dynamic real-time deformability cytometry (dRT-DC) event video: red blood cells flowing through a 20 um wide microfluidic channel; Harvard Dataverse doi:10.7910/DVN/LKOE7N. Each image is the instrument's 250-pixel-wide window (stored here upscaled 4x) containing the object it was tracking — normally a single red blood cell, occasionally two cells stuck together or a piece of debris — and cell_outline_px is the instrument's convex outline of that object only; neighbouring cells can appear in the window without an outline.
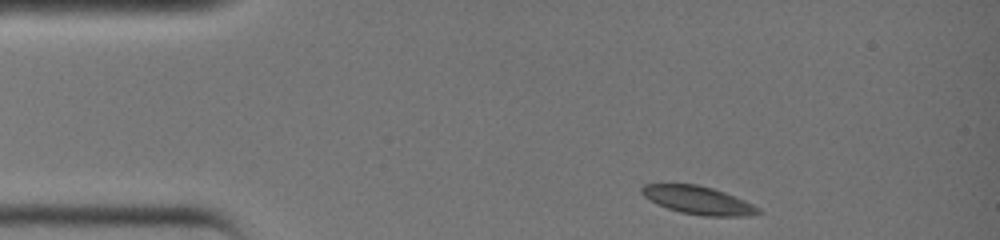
{"species": "common noctule bat (a hibernating species)", "species_latin": "Nyctalus noctula", "temperature_condition": "warm", "stored_images_in_passage": 32, "camera_frame_rate_fps": 3000, "um_per_image_px": 0.085, "animal": {"sex": "female", "body_mass_g": 19.0, "forearm_length_mm": 51.5}, "frame": {"image": 1, "passage_image": 1, "time_ms": 0.0, "image_size_px": [1000, 240], "cell_outline_px": [[764, 212], [748, 216], [704, 216], [680, 212], [668, 208], [644, 196], [640, 192], [640, 188], [644, 184], [696, 184], [712, 188], [724, 192], [744, 200], [760, 208]], "centroid_in_image_um": [59.38, 17.02], "position_along_channel_um": 25.6, "area_um2": 18.9}}
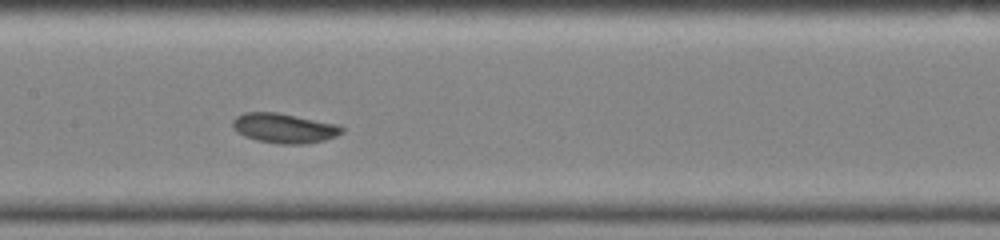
{"frame": {"image": 2, "passage_image": 14, "time_ms": 4.333, "image_size_px": [1000, 240], "cell_outline_px": [[344, 132], [336, 136], [324, 140], [304, 144], [280, 144], [256, 140], [244, 136], [232, 124], [232, 120], [236, 116], [244, 112], [280, 112], [340, 124], [344, 128]], "centroid_in_image_um": [24.21, 10.88], "position_along_channel_um": 183.2, "area_um2": 19.13}}
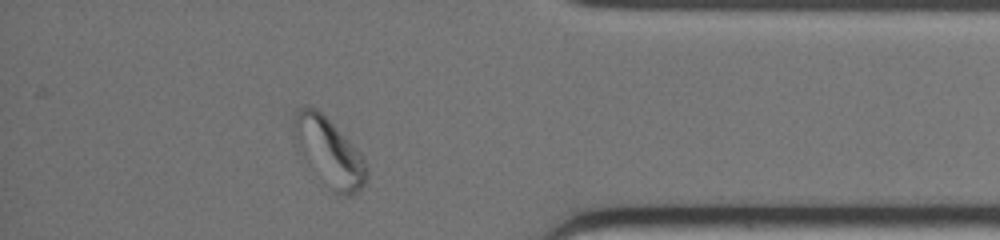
{"frame": {"image": 3, "passage_image": 28, "time_ms": 9.0, "image_size_px": [1000, 240], "cell_outline_px": [[368, 176], [364, 184], [352, 196], [348, 196], [336, 192], [332, 188], [300, 148], [292, 124], [296, 108], [304, 104], [308, 104], [316, 108], [356, 148], [364, 160], [368, 172]], "centroid_in_image_um": [28.0, 12.84], "position_along_channel_um": 407.2, "area_um2": 27.05}}